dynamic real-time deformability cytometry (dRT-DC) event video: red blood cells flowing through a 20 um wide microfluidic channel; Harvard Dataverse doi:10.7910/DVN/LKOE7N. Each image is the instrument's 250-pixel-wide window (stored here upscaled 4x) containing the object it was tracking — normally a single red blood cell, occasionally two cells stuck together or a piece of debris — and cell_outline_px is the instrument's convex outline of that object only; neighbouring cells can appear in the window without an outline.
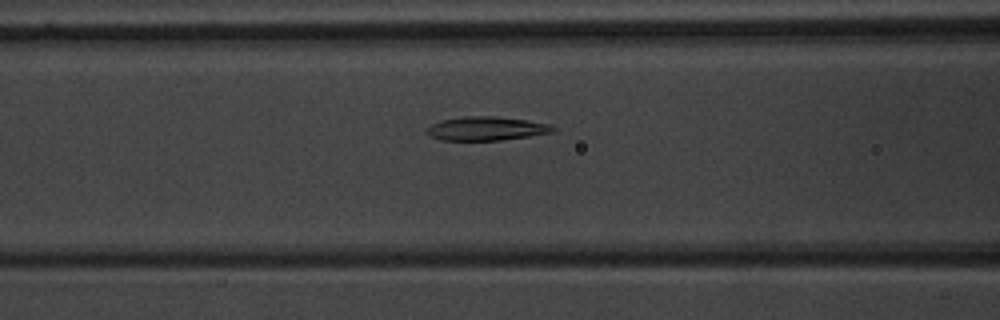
{"species": "common noctule bat (a hibernating species)", "species_latin": "Nyctalus noctula", "temperature_condition": "warm", "stored_images_in_passage": 34, "camera_frame_rate_fps": 3000, "um_per_image_px": 0.085, "animal": {"sex": "male", "body_mass_g": 20.1, "forearm_length_mm": 53.5}, "frame": {"image": 1, "passage_image": 10, "time_ms": 3.0, "image_size_px": [1000, 320], "cell_outline_px": [[556, 132], [500, 140], [440, 140], [424, 132], [424, 128], [440, 120], [464, 116], [496, 116], [528, 120], [548, 124], [556, 128]], "centroid_in_image_um": [41.31, 10.92], "position_along_channel_um": 125.3, "area_um2": 17.63}}
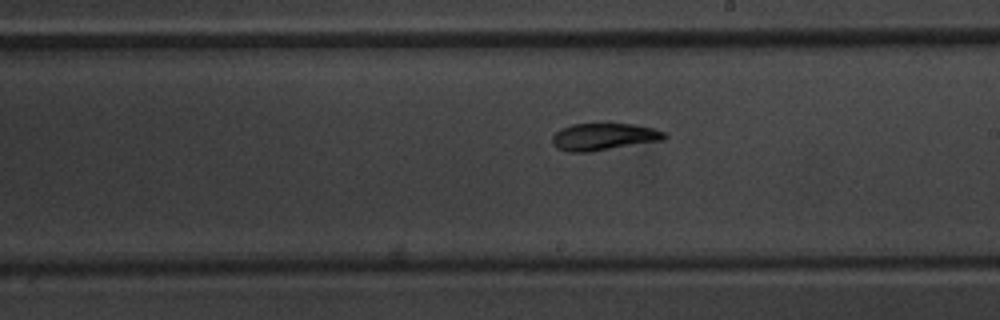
{"frame": {"image": 2, "passage_image": 19, "time_ms": 6.0, "image_size_px": [1000, 320], "cell_outline_px": [[668, 136], [664, 140], [588, 152], [568, 152], [556, 148], [552, 144], [552, 136], [560, 128], [572, 124], [636, 124], [652, 128], [664, 132]], "centroid_in_image_um": [51.3, 11.62], "position_along_channel_um": 237.7, "area_um2": 17.74}}
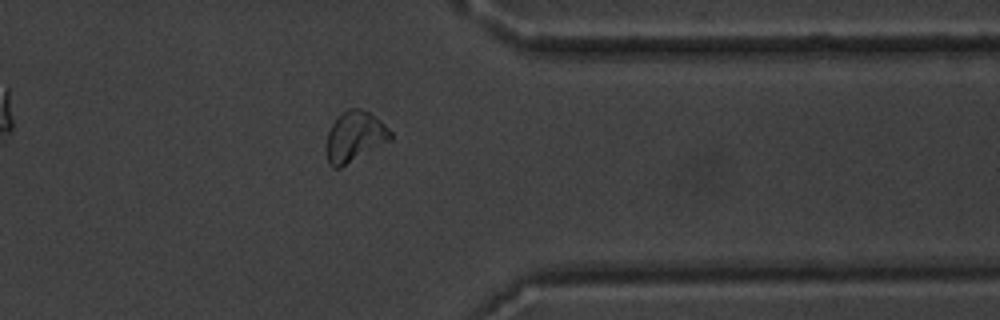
{"frame": {"image": 3, "passage_image": 31, "time_ms": 10.0, "image_size_px": [1000, 320], "cell_outline_px": [[392, 140], [340, 168], [332, 168], [328, 164], [328, 132], [332, 124], [348, 108], [360, 108], [368, 112], [380, 120], [392, 132]], "centroid_in_image_um": [30.19, 11.63], "position_along_channel_um": 381.2, "area_um2": 18.55}, "authors_computed_cell_mechanics": {"area_um2": 17.6868, "velocity_mm_per_s": 3.752, "shape_relaxation_time_tau1_ms": 3.2929, "shape_relaxation_time_tau2_ms": 4.1678, "deformation_change_tau1": 0.1448, "deformation_change_tau2": 0.1183}}